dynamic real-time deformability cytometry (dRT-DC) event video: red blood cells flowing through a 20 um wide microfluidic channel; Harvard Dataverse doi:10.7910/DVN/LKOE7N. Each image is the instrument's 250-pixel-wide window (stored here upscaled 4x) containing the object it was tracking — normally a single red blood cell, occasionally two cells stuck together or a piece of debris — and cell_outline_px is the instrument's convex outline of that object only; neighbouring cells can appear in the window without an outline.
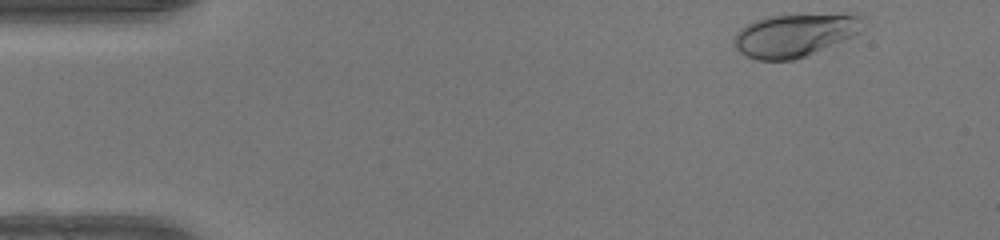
{"species": "human", "species_latin": "Homo sapiens", "temperature_condition": "warm", "stored_images_in_passage": 45, "camera_frame_rate_fps": 3000, "um_per_image_px": 0.085, "donor": {"sex": "female"}, "frame": {"image": 1, "passage_image": 1, "time_ms": 0.0, "image_size_px": [1000, 240], "cell_outline_px": [[864, 28], [860, 32], [852, 36], [808, 56], [792, 60], [756, 60], [740, 52], [736, 48], [732, 40], [736, 32], [740, 28], [756, 20], [768, 16], [852, 12], [860, 12], [864, 16]], "centroid_in_image_um": [67.64, 2.95], "position_along_channel_um": 17.4, "area_um2": 33.12}}
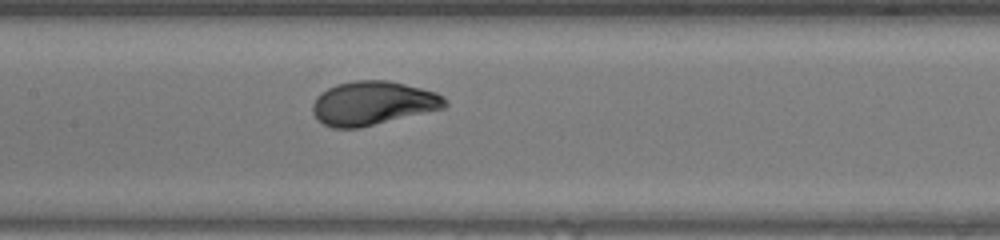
{"frame": {"image": 2, "passage_image": 20, "time_ms": 6.333, "image_size_px": [1000, 240], "cell_outline_px": [[448, 104], [444, 108], [360, 128], [332, 128], [324, 124], [312, 112], [312, 104], [316, 96], [320, 92], [336, 84], [352, 80], [388, 80], [436, 92], [444, 96], [448, 100]], "centroid_in_image_um": [31.69, 8.76], "position_along_channel_um": 175.7, "area_um2": 33.93}}
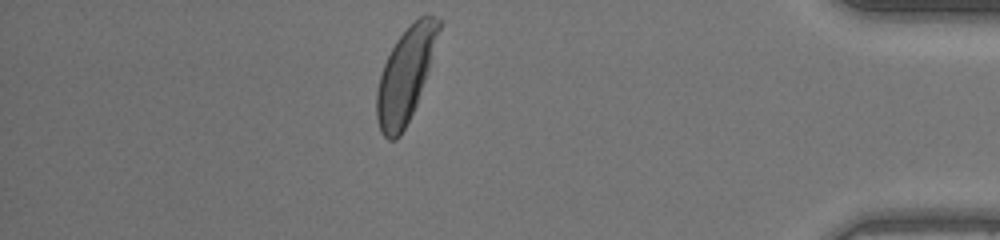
{"frame": {"image": 3, "passage_image": 39, "time_ms": 12.667, "image_size_px": [1000, 240], "cell_outline_px": [[440, 28], [428, 68], [416, 104], [400, 136], [396, 140], [388, 140], [380, 132], [376, 120], [376, 92], [380, 76], [384, 64], [396, 40], [420, 16], [432, 16], [440, 20]], "centroid_in_image_um": [34.41, 6.44], "position_along_channel_um": 400.8, "area_um2": 32.83}, "authors_computed_cell_mechanics": {"area_um2": 33.1194, "velocity_mm_per_s": 4.2213, "shape_relaxation_time_tau1_ms": 2.129, "shape_relaxation_time_tau2_ms": null, "deformation_change_tau1": 0.1475, "deformation_change_tau2": null}}